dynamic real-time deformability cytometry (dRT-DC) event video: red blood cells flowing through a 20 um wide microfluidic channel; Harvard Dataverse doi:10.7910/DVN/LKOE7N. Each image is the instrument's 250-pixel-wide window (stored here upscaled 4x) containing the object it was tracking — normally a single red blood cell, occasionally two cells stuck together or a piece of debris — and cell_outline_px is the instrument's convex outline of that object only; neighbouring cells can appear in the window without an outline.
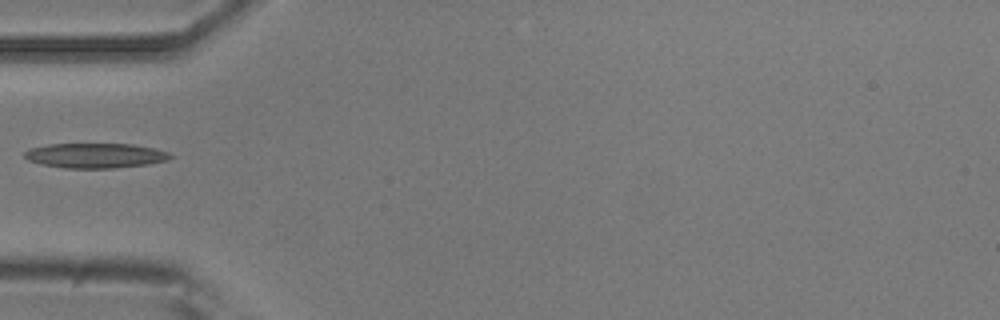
{"species": "common noctule bat (a hibernating species)", "species_latin": "Nyctalus noctula", "temperature_condition": "room temperature", "stored_images_in_passage": 4, "camera_frame_rate_fps": 3000, "um_per_image_px": 0.085, "animal": {"sex": "male", "body_mass_g": 20.5, "forearm_length_mm": 52.5}, "frame": {"image": 1, "passage_image": 1, "time_ms": 0.0, "image_size_px": [1000, 320], "cell_outline_px": [[176, 156], [168, 160], [148, 164], [116, 168], [64, 168], [40, 164], [28, 160], [24, 156], [24, 152], [28, 148], [48, 144], [132, 144], [152, 148], [168, 152]], "centroid_in_image_um": [8.09, 13.22], "position_along_channel_um": 76.9, "area_um2": 21.27}}